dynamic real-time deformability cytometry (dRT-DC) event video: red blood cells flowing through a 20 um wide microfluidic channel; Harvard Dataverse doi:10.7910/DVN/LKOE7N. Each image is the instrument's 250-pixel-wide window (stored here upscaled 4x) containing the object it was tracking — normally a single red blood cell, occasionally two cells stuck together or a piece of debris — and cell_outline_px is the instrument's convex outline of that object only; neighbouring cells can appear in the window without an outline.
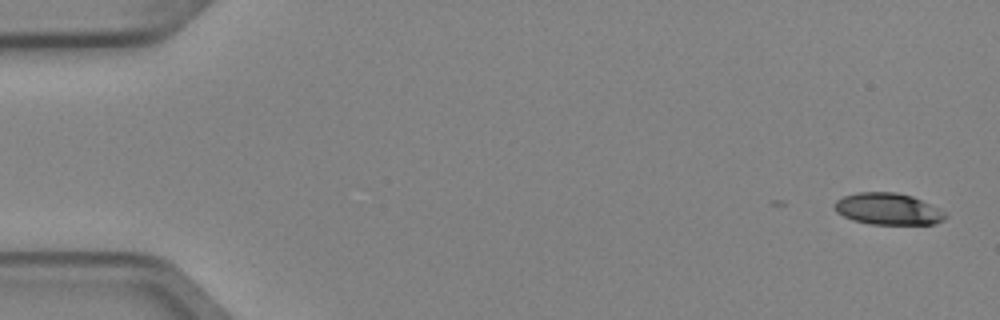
{"species": "Egyptian fruit bat (a non-hibernating species)", "species_latin": "Rousettus aegyptiacus", "temperature_condition": "cold", "stored_images_in_passage": 5, "camera_frame_rate_fps": 3000, "um_per_image_px": 0.085, "animal": {"sex": "female"}, "frame": {"image": 1, "passage_image": 1, "time_ms": 0.0, "image_size_px": [1000, 320], "cell_outline_px": [[948, 216], [944, 220], [936, 224], [868, 224], [852, 220], [836, 212], [832, 204], [836, 200], [844, 196], [860, 192], [896, 192], [912, 196], [940, 208], [948, 212]], "centroid_in_image_um": [75.51, 17.77], "position_along_channel_um": 9.5, "area_um2": 20.75}}
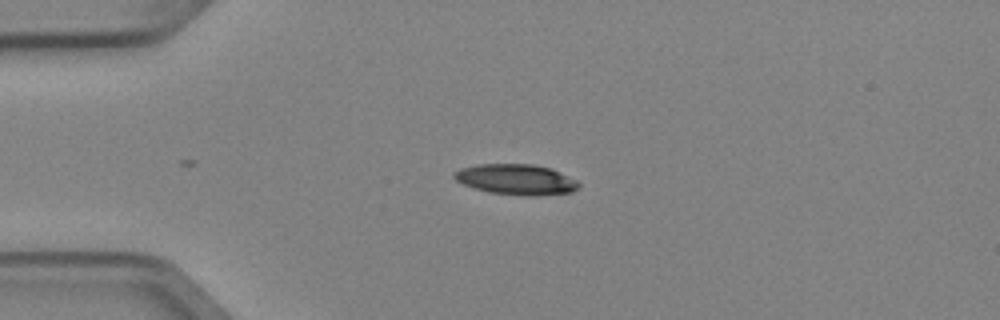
{"frame": {"image": 2, "passage_image": 4, "time_ms": 1.0, "image_size_px": [1000, 320], "cell_outline_px": [[580, 188], [572, 192], [536, 196], [524, 196], [488, 192], [464, 184], [456, 180], [452, 176], [452, 172], [460, 168], [476, 164], [532, 164], [552, 168], [576, 180], [580, 184]], "centroid_in_image_um": [43.88, 15.25], "position_along_channel_um": 41.1, "area_um2": 22.37}}